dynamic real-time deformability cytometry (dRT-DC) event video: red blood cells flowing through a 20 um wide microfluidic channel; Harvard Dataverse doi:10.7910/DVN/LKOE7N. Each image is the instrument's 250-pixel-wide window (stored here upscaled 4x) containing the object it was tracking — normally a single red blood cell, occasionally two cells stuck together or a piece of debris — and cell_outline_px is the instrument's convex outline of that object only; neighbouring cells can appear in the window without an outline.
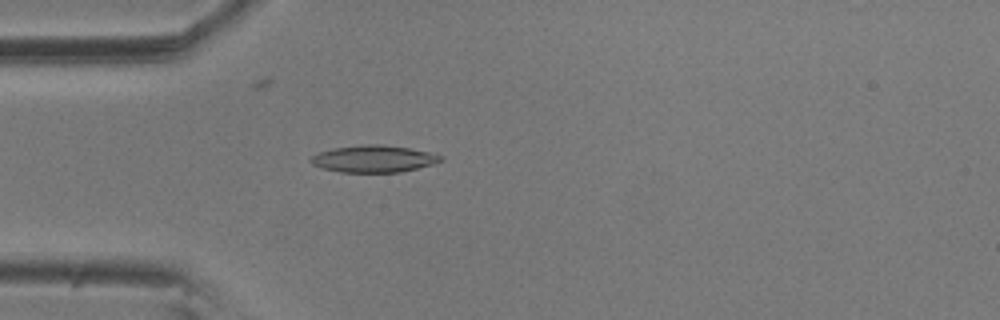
{"species": "common noctule bat (a hibernating species)", "species_latin": "Nyctalus noctula", "temperature_condition": "room temperature", "stored_images_in_passage": 1, "camera_frame_rate_fps": 3000, "um_per_image_px": 0.085, "animal": {"sex": "male", "body_mass_g": 20.5, "forearm_length_mm": 52.5}, "frame": {"image": 1, "passage_image": 1, "time_ms": 0.0, "image_size_px": [1000, 320], "cell_outline_px": [[444, 160], [432, 164], [400, 172], [340, 172], [320, 168], [312, 164], [308, 160], [312, 156], [320, 152], [332, 148], [360, 144], [380, 144], [408, 148], [428, 152], [444, 156]], "centroid_in_image_um": [31.73, 13.49], "position_along_channel_um": 53.3, "area_um2": 20.46}}